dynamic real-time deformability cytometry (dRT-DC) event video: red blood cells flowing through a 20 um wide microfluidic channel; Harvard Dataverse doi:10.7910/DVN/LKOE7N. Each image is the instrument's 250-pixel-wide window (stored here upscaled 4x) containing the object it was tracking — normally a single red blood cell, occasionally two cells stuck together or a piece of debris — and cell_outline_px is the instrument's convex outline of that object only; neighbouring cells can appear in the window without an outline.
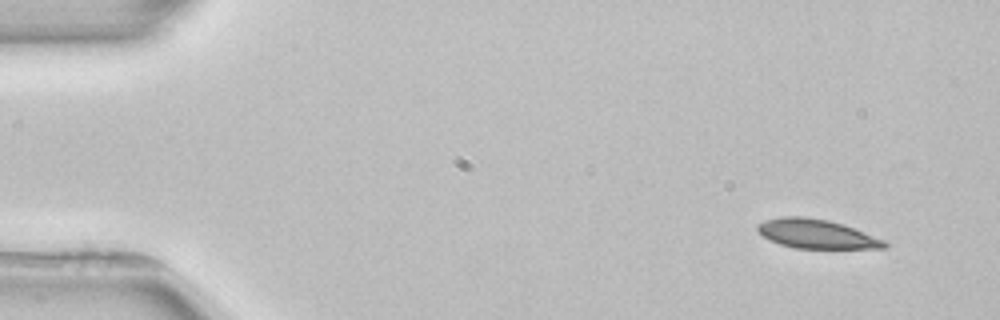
{"species": "common noctule bat (a hibernating species)", "species_latin": "Nyctalus noctula", "temperature_condition": "room temperature", "stored_images_in_passage": 5, "camera_frame_rate_fps": 3000, "um_per_image_px": 0.085, "animal": {"sex": "female", "body_mass_g": 22.7, "forearm_length_mm": 54.2}, "frame": {"image": 1, "passage_image": 1, "time_ms": 0.0, "image_size_px": [1000, 320], "cell_outline_px": [[888, 244], [884, 248], [792, 248], [768, 240], [756, 228], [756, 224], [764, 220], [784, 216], [804, 216], [828, 220], [844, 224], [884, 240]], "centroid_in_image_um": [69.36, 19.87], "position_along_channel_um": 15.6, "area_um2": 21.5}}
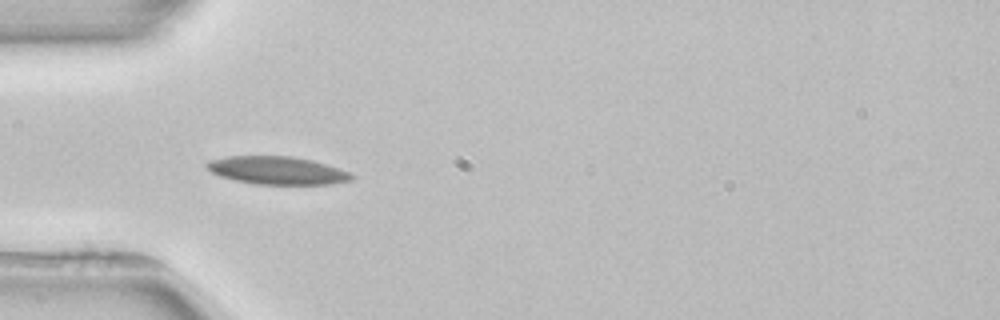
{"frame": {"image": 2, "passage_image": 4, "time_ms": 4.0, "image_size_px": [1000, 320], "cell_outline_px": [[356, 176], [352, 180], [332, 184], [256, 184], [236, 180], [220, 176], [212, 172], [204, 164], [208, 160], [228, 156], [292, 156], [312, 160], [348, 172]], "centroid_in_image_um": [23.54, 14.48], "position_along_channel_um": 61.5, "area_um2": 23.41}}